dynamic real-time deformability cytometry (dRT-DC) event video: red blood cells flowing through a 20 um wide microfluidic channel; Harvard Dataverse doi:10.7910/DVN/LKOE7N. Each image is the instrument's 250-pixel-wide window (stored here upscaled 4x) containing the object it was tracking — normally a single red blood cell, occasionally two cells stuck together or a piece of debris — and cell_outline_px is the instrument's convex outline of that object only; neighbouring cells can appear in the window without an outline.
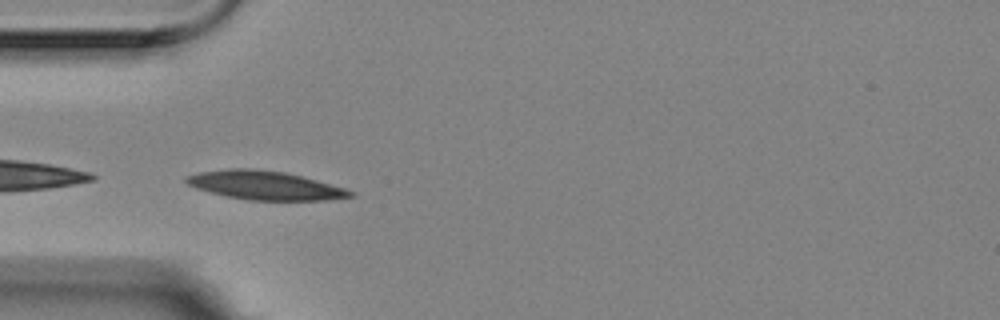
{"species": "Egyptian fruit bat (a non-hibernating species)", "species_latin": "Rousettus aegyptiacus", "temperature_condition": "room temperature", "stored_images_in_passage": 41, "camera_frame_rate_fps": 3000, "um_per_image_px": 0.085, "animal": {"sex": "female"}, "frame": {"image": 1, "passage_image": 1, "time_ms": 0.0, "image_size_px": [1000, 320], "cell_outline_px": [[356, 196], [328, 200], [248, 200], [224, 196], [208, 192], [196, 188], [188, 184], [184, 180], [184, 176], [200, 172], [228, 168], [248, 168], [284, 172], [316, 180], [344, 188], [356, 192]], "centroid_in_image_um": [22.5, 15.76], "position_along_channel_um": 62.5, "area_um2": 27.51}}
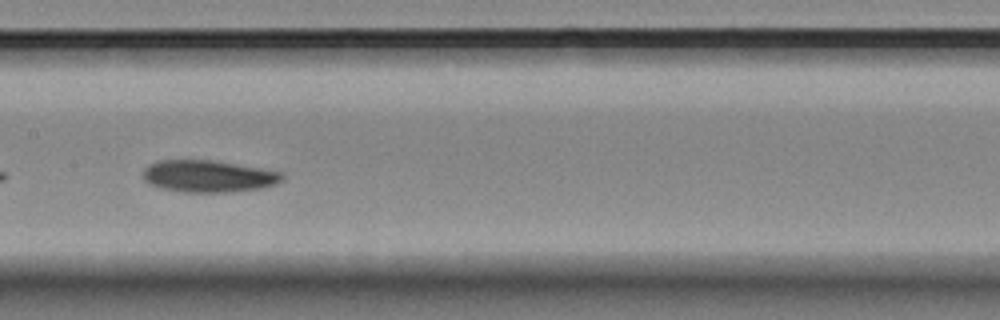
{"frame": {"image": 2, "passage_image": 12, "time_ms": 3.667, "image_size_px": [1000, 320], "cell_outline_px": [[284, 180], [276, 184], [264, 188], [228, 192], [184, 192], [160, 188], [148, 184], [144, 180], [144, 168], [148, 164], [156, 160], [212, 160], [284, 172]], "centroid_in_image_um": [17.72, 14.98], "position_along_channel_um": 189.7, "area_um2": 26.18}}
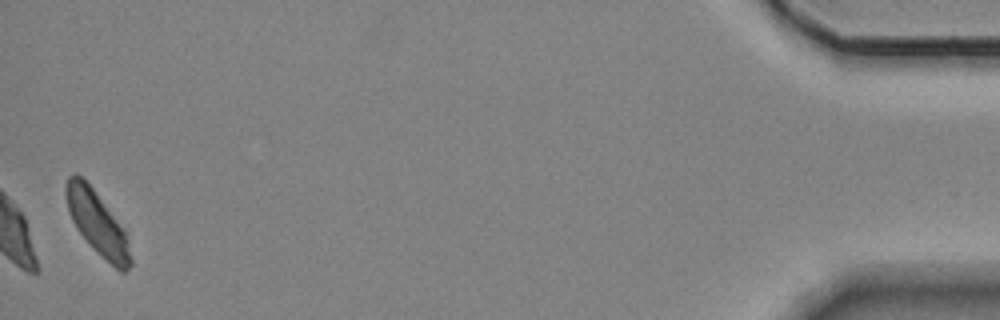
{"frame": {"image": 3, "passage_image": 40, "time_ms": 13.0, "image_size_px": [1000, 320], "cell_outline_px": [[132, 264], [124, 272], [120, 272], [76, 228], [68, 212], [64, 192], [64, 184], [68, 176], [76, 172], [92, 188], [124, 228], [132, 260]], "centroid_in_image_um": [8.24, 18.89], "position_along_channel_um": 427.0, "area_um2": 23.12}, "authors_computed_cell_mechanics": {"area_um2": 25.8944, "velocity_mm_per_s": 3.4917, "shape_relaxation_time_tau1_ms": 4.9668, "shape_relaxation_time_tau2_ms": 5.8161, "deformation_change_tau1": 0.1284, "deformation_change_tau2": 0.0968}}